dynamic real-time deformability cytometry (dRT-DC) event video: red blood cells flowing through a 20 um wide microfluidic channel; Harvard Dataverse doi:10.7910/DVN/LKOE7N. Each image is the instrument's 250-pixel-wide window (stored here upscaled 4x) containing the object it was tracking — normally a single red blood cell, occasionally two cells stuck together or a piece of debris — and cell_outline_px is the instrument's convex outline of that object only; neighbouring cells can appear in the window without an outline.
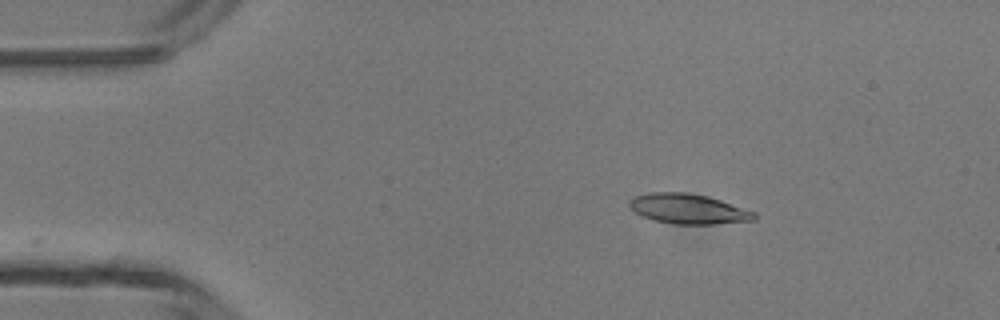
{"species": "common noctule bat (a hibernating species)", "species_latin": "Nyctalus noctula", "temperature_condition": "room temperature", "stored_images_in_passage": 28, "camera_frame_rate_fps": 3000, "um_per_image_px": 0.085, "animal": {"sex": "male", "body_mass_g": 13.3}, "frame": {"image": 1, "passage_image": 1, "time_ms": 0.0, "image_size_px": [1000, 320], "cell_outline_px": [[756, 220], [712, 224], [676, 224], [652, 220], [640, 216], [628, 204], [628, 200], [636, 196], [648, 192], [684, 192], [704, 196], [720, 200], [756, 212]], "centroid_in_image_um": [58.48, 17.76], "position_along_channel_um": 26.5, "area_um2": 21.73}}
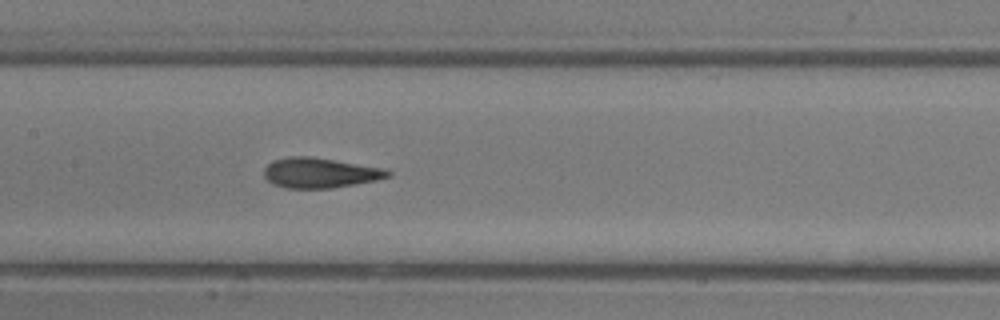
{"frame": {"image": 2, "passage_image": 16, "time_ms": 5.0, "image_size_px": [1000, 320], "cell_outline_px": [[392, 176], [376, 180], [332, 188], [288, 188], [272, 184], [264, 176], [264, 168], [272, 160], [288, 156], [308, 156], [384, 168], [392, 172]], "centroid_in_image_um": [27.18, 14.69], "position_along_channel_um": 180.2, "area_um2": 21.68}}
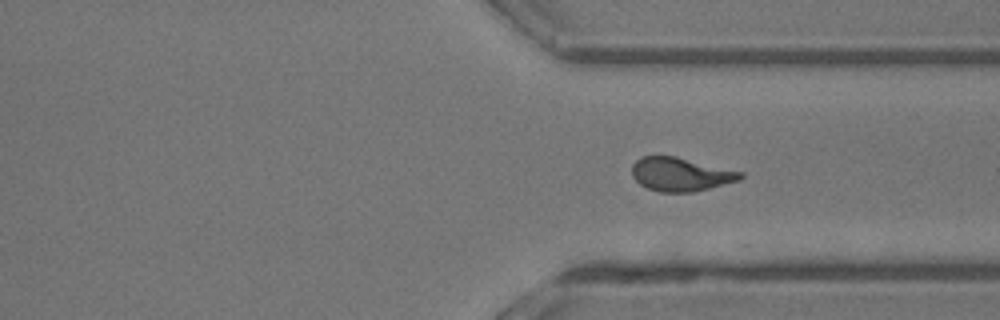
{"frame": {"image": 3, "passage_image": 28, "time_ms": 9.0, "image_size_px": [1000, 320], "cell_outline_px": [[744, 176], [740, 180], [692, 192], [660, 192], [648, 188], [640, 184], [632, 176], [632, 164], [640, 156], [676, 156], [744, 172]], "centroid_in_image_um": [57.85, 14.8], "position_along_channel_um": 353.5, "area_um2": 21.27}}